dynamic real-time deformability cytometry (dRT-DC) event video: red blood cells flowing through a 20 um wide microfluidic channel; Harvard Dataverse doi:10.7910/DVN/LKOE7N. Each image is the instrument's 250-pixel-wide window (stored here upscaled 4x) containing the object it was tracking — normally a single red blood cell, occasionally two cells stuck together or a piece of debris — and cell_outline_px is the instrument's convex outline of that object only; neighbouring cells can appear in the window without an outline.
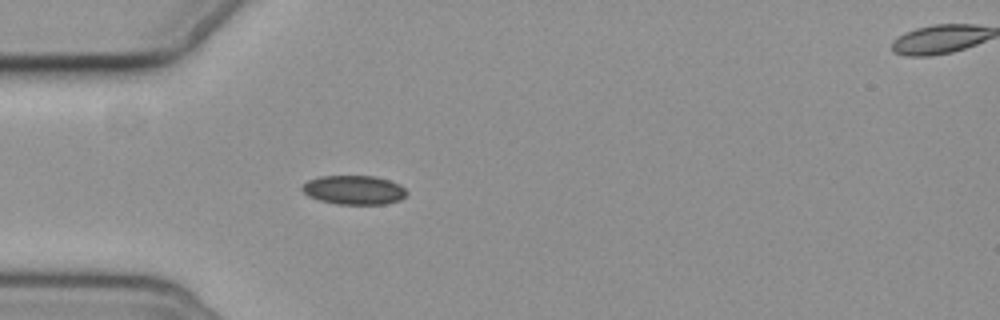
{"species": "common noctule bat (a hibernating species)", "species_latin": "Nyctalus noctula", "temperature_condition": "cold", "stored_images_in_passage": 5, "segment_of_instrument_passage": [1, 2], "camera_frame_rate_fps": 3000, "um_per_image_px": 0.085, "animal": {"sex": "female", "body_mass_g": 19.3, "forearm_length_mm": 54.1}, "frame": {"image": 1, "passage_image": 4, "time_ms": 3.667, "image_size_px": [1000, 320], "cell_outline_px": [[408, 192], [400, 200], [384, 204], [336, 204], [320, 200], [308, 196], [300, 188], [308, 180], [320, 176], [376, 176], [400, 184]], "centroid_in_image_um": [30.09, 16.14], "position_along_channel_um": 54.9, "area_um2": 17.69}}